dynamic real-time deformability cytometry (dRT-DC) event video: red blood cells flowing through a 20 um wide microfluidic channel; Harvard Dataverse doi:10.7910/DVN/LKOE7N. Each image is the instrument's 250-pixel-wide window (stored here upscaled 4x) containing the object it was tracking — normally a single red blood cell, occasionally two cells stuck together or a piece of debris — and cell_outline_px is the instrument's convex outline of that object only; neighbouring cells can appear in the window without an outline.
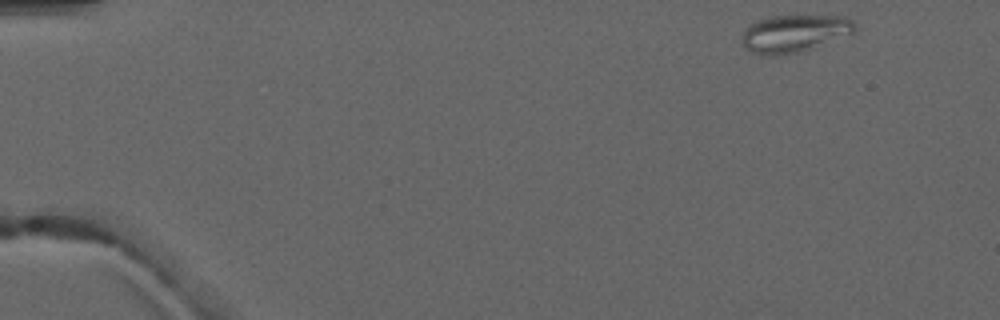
{"species": "common noctule bat (a hibernating species)", "species_latin": "Nyctalus noctula", "temperature_condition": "warm", "stored_images_in_passage": 4, "camera_frame_rate_fps": 3000, "um_per_image_px": 0.085, "animal": {"sex": "male", "forearm_length_mm": 52.5}, "frame": {"image": 1, "passage_image": 1, "time_ms": 0.0, "image_size_px": [1000, 320], "cell_outline_px": [[856, 32], [852, 36], [812, 48], [796, 52], [776, 56], [764, 56], [748, 52], [740, 44], [744, 28], [748, 24], [756, 20], [768, 16], [844, 16], [852, 20], [856, 24]], "centroid_in_image_um": [67.51, 2.86], "position_along_channel_um": 17.5, "area_um2": 25.49}}